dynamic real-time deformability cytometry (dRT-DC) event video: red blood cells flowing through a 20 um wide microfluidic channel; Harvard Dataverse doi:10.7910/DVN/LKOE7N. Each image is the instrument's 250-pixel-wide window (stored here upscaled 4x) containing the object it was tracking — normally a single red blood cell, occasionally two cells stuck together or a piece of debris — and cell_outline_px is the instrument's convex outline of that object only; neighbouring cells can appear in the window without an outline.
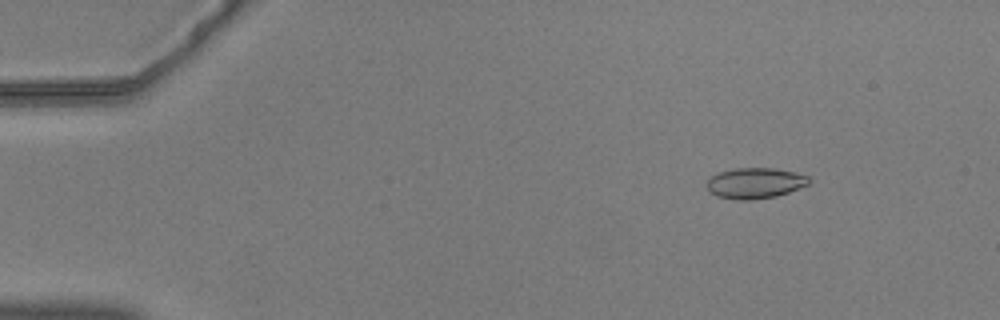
{"species": "common noctule bat (a hibernating species)", "species_latin": "Nyctalus noctula", "temperature_condition": "warm", "stored_images_in_passage": 57, "camera_frame_rate_fps": 3000, "um_per_image_px": 0.085, "animal": {"sex": "male", "body_mass_g": 20.5, "forearm_length_mm": 52.5}, "frame": {"image": 1, "passage_image": 8, "time_ms": 2.333, "image_size_px": [1000, 320], "cell_outline_px": [[812, 180], [808, 184], [788, 192], [776, 196], [752, 200], [736, 200], [716, 196], [708, 192], [704, 184], [712, 176], [720, 172], [736, 168], [776, 168], [796, 172], [808, 176]], "centroid_in_image_um": [64.15, 15.57], "position_along_channel_um": 20.8, "area_um2": 18.5}}
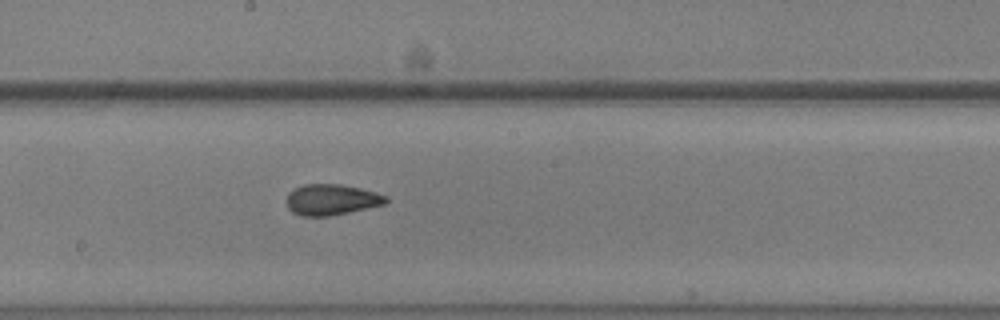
{"frame": {"image": 2, "passage_image": 32, "time_ms": 10.333, "image_size_px": [1000, 320], "cell_outline_px": [[388, 200], [384, 204], [348, 212], [328, 216], [300, 216], [292, 212], [288, 208], [288, 192], [292, 188], [304, 184], [340, 184], [360, 188], [376, 192], [388, 196]], "centroid_in_image_um": [28.16, 16.96], "position_along_channel_um": 220.0, "area_um2": 17.86}}
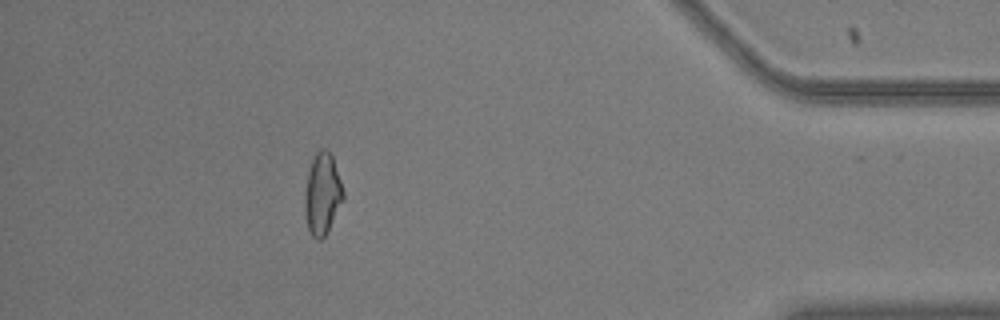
{"frame": {"image": 3, "passage_image": 51, "time_ms": 16.667, "image_size_px": [1000, 320], "cell_outline_px": [[344, 200], [328, 232], [320, 240], [316, 240], [312, 236], [308, 228], [304, 212], [304, 196], [308, 172], [312, 160], [316, 152], [320, 148], [328, 148], [332, 156], [344, 192]], "centroid_in_image_um": [27.4, 16.5], "position_along_channel_um": 407.8, "area_um2": 18.5}, "authors_computed_cell_mechanics": {"area_um2": 18.0914, "velocity_mm_per_s": 3.686, "shape_relaxation_time_tau1_ms": 6.3125, "shape_relaxation_time_tau2_ms": 1.5895, "deformation_change_tau1": 0.1504, "deformation_change_tau2": 0.0742}}